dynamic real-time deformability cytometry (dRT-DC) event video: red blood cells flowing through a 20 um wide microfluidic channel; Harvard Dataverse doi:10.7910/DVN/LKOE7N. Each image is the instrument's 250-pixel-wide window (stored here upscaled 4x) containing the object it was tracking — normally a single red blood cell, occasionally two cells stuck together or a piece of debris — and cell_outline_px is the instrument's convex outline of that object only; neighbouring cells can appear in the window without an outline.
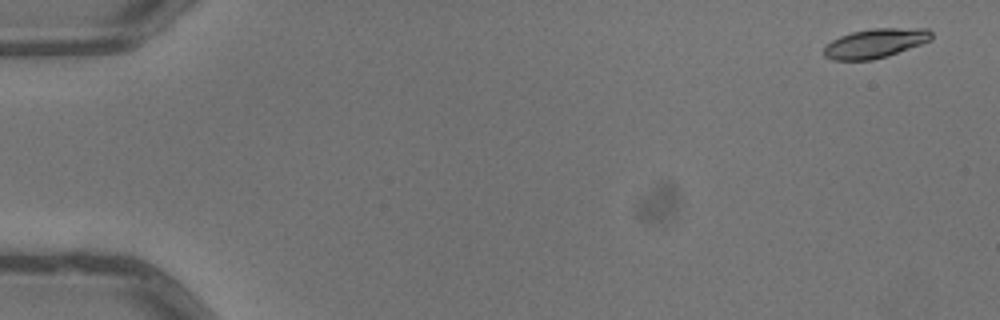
{"species": "common noctule bat (a hibernating species)", "species_latin": "Nyctalus noctula", "temperature_condition": "warm", "stored_images_in_passage": 5, "camera_frame_rate_fps": 3000, "um_per_image_px": 0.085, "animal": {"sex": "male", "body_mass_g": 13.3}, "frame": {"image": 1, "passage_image": 1, "time_ms": 0.0, "image_size_px": [1000, 320], "cell_outline_px": [[932, 40], [888, 56], [872, 60], [832, 60], [824, 56], [824, 48], [832, 40], [840, 36], [852, 32], [872, 28], [928, 28], [932, 32]], "centroid_in_image_um": [74.42, 3.67], "position_along_channel_um": 10.6, "area_um2": 18.44}}
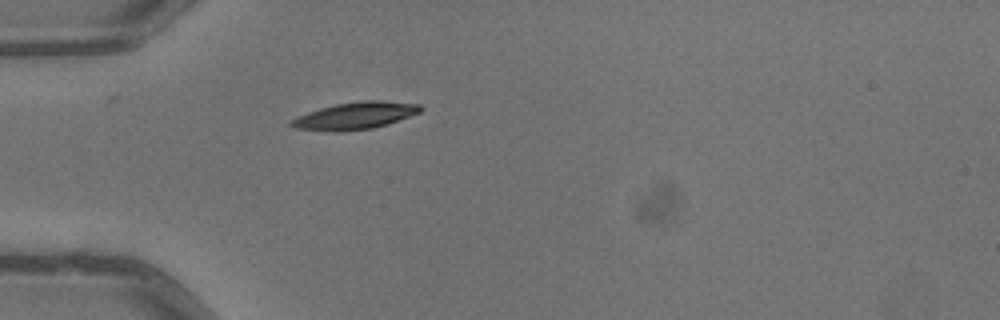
{"frame": {"image": 2, "passage_image": 5, "time_ms": 1.333, "image_size_px": [1000, 320], "cell_outline_px": [[424, 108], [420, 112], [388, 124], [372, 128], [340, 132], [332, 132], [292, 128], [288, 124], [292, 120], [308, 112], [320, 108], [336, 104], [360, 100], [380, 100], [420, 104]], "centroid_in_image_um": [30.19, 9.84], "position_along_channel_um": 54.8, "area_um2": 20.52}}